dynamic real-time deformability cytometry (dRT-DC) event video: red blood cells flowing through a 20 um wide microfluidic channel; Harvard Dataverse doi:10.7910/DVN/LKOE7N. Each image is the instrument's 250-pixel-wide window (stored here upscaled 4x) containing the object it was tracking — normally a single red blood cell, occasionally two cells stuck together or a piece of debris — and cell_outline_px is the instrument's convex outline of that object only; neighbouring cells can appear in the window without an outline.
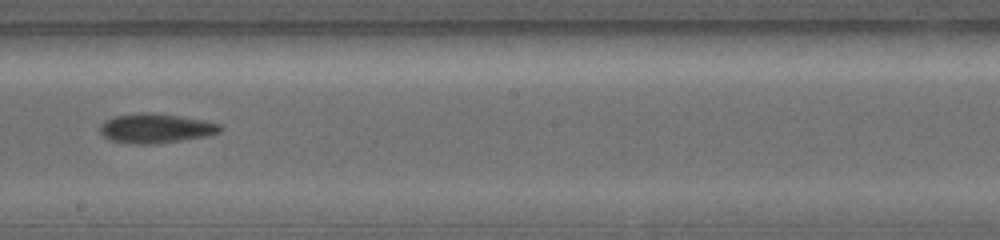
{"species": "common noctule bat (a hibernating species)", "species_latin": "Nyctalus noctula", "temperature_condition": "warm", "stored_images_in_passage": 16, "camera_frame_rate_fps": 5000, "um_per_image_px": 0.085, "animal": {"sex": "female", "body_mass_g": 19.0, "forearm_length_mm": 56.7}, "frame": {"image": 1, "passage_image": 12, "time_ms": 3.6, "image_size_px": [1000, 240], "cell_outline_px": [[224, 128], [220, 132], [208, 136], [156, 144], [132, 144], [108, 140], [100, 132], [100, 124], [104, 120], [116, 116], [144, 112], [152, 112], [204, 120], [220, 124]], "centroid_in_image_um": [13.24, 10.91], "position_along_channel_um": 235.0, "area_um2": 20.81}}
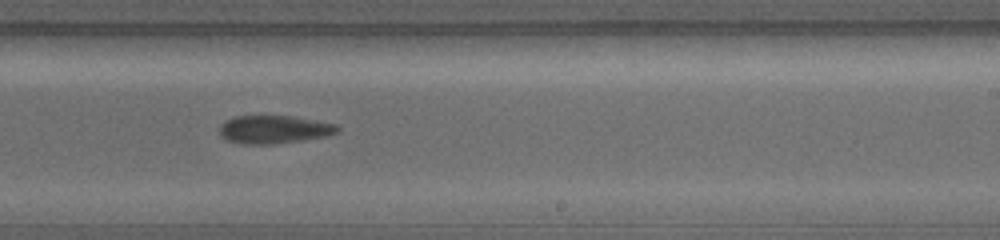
{"frame": {"image": 2, "passage_image": 14, "time_ms": 4.2, "image_size_px": [1000, 240], "cell_outline_px": [[340, 132], [328, 136], [272, 144], [244, 144], [224, 140], [220, 136], [220, 124], [224, 120], [236, 116], [292, 116], [336, 124], [340, 128]], "centroid_in_image_um": [23.27, 11.0], "position_along_channel_um": 265.7, "area_um2": 19.42}}
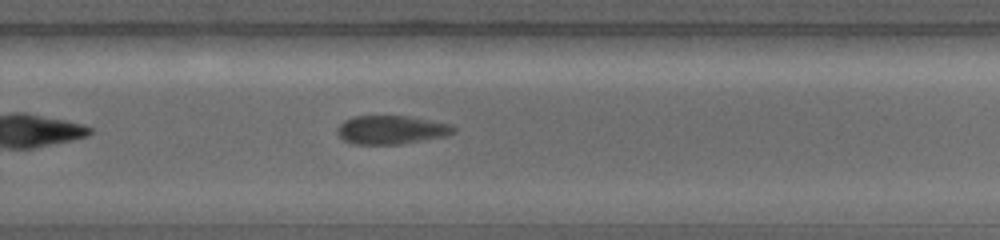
{"frame": {"image": 3, "passage_image": 16, "time_ms": 4.8, "image_size_px": [1000, 240], "cell_outline_px": [[456, 132], [448, 136], [396, 144], [356, 144], [344, 140], [336, 132], [336, 128], [344, 120], [352, 116], [408, 116], [452, 124], [456, 128]], "centroid_in_image_um": [33.28, 11.02], "position_along_channel_um": 296.5, "area_um2": 19.42}}